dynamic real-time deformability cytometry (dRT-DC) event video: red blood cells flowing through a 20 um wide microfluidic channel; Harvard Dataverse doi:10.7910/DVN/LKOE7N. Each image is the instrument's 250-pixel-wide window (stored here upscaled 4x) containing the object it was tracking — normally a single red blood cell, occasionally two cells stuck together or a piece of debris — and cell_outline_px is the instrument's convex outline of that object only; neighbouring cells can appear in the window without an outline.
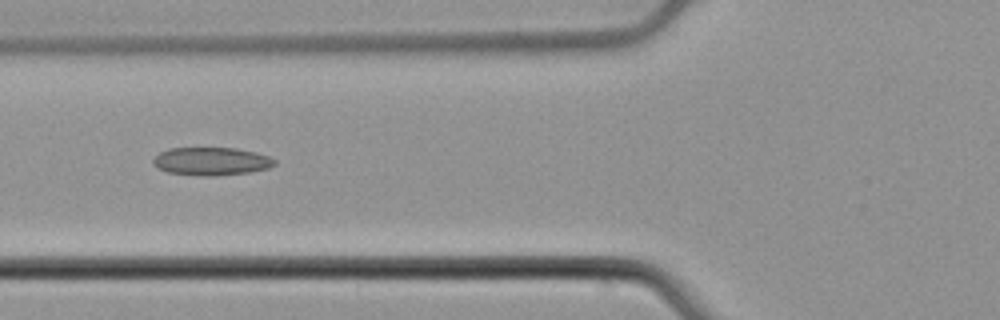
{"species": "common noctule bat (a hibernating species)", "species_latin": "Nyctalus noctula", "temperature_condition": "cold", "stored_images_in_passage": 5, "camera_frame_rate_fps": 3000, "um_per_image_px": 0.085, "animal": {"sex": "male", "body_mass_g": 21.5, "forearm_length_mm": 52.0}, "frame": {"image": 1, "passage_image": 3, "time_ms": 0.667, "image_size_px": [1000, 320], "cell_outline_px": [[276, 164], [268, 168], [248, 172], [216, 176], [204, 176], [168, 172], [156, 168], [152, 164], [152, 160], [160, 152], [168, 148], [236, 148], [256, 152], [268, 156], [276, 160]], "centroid_in_image_um": [17.95, 13.71], "position_along_channel_um": 107.9, "area_um2": 19.88}}
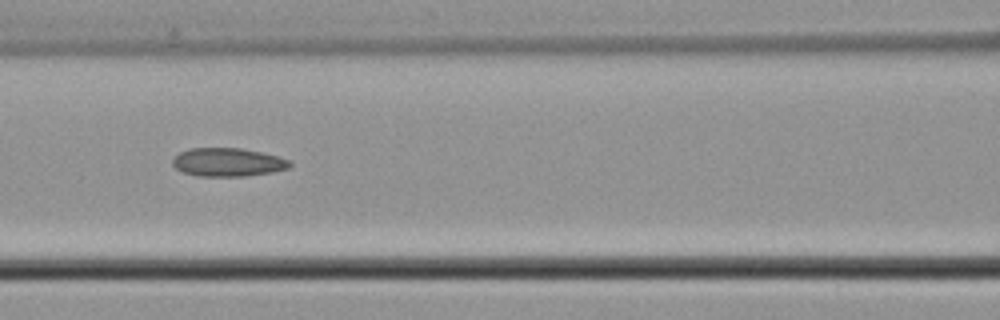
{"frame": {"image": 2, "passage_image": 4, "time_ms": 1.0, "image_size_px": [1000, 320], "cell_outline_px": [[292, 164], [288, 168], [272, 172], [244, 176], [196, 176], [184, 172], [176, 168], [172, 164], [172, 160], [180, 152], [188, 148], [240, 148], [260, 152], [276, 156], [288, 160]], "centroid_in_image_um": [19.33, 13.79], "position_along_channel_um": 147.3, "area_um2": 19.25}}
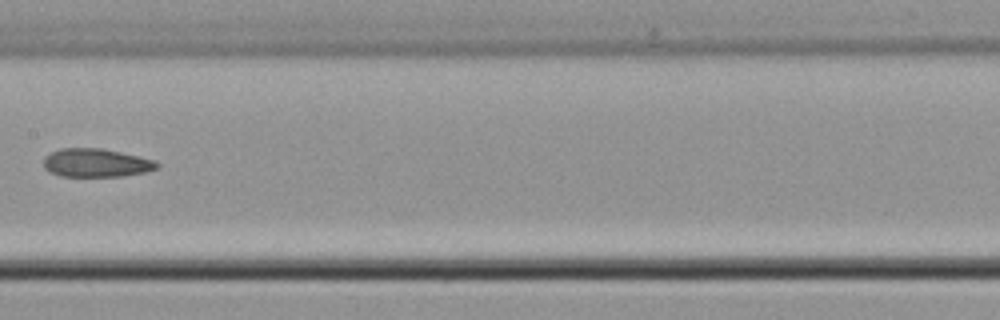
{"frame": {"image": 3, "passage_image": 5, "time_ms": 1.333, "image_size_px": [1000, 320], "cell_outline_px": [[160, 164], [156, 168], [144, 172], [120, 176], [60, 176], [48, 172], [44, 168], [44, 156], [60, 148], [100, 148], [120, 152], [156, 160]], "centroid_in_image_um": [8.14, 13.84], "position_along_channel_um": 199.3, "area_um2": 18.73}}